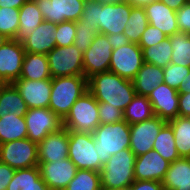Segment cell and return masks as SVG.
Instances as JSON below:
<instances>
[{"label":"cell","mask_w":190,"mask_h":190,"mask_svg":"<svg viewBox=\"0 0 190 190\" xmlns=\"http://www.w3.org/2000/svg\"><path fill=\"white\" fill-rule=\"evenodd\" d=\"M132 7L125 0L116 3L86 0L78 21L84 26L97 27L102 34H120L124 32Z\"/></svg>","instance_id":"6da1fadb"},{"label":"cell","mask_w":190,"mask_h":190,"mask_svg":"<svg viewBox=\"0 0 190 190\" xmlns=\"http://www.w3.org/2000/svg\"><path fill=\"white\" fill-rule=\"evenodd\" d=\"M88 91L98 102H106V106H115L123 112L136 95L131 80L110 71L89 77Z\"/></svg>","instance_id":"7a4b0ae2"},{"label":"cell","mask_w":190,"mask_h":190,"mask_svg":"<svg viewBox=\"0 0 190 190\" xmlns=\"http://www.w3.org/2000/svg\"><path fill=\"white\" fill-rule=\"evenodd\" d=\"M86 91L88 79L85 76H65L51 79V96L48 108L64 120L71 107Z\"/></svg>","instance_id":"3957f363"},{"label":"cell","mask_w":190,"mask_h":190,"mask_svg":"<svg viewBox=\"0 0 190 190\" xmlns=\"http://www.w3.org/2000/svg\"><path fill=\"white\" fill-rule=\"evenodd\" d=\"M135 154L125 149L111 155L100 171L101 186L108 190H127L135 181Z\"/></svg>","instance_id":"277c9868"},{"label":"cell","mask_w":190,"mask_h":190,"mask_svg":"<svg viewBox=\"0 0 190 190\" xmlns=\"http://www.w3.org/2000/svg\"><path fill=\"white\" fill-rule=\"evenodd\" d=\"M100 162L104 165L117 152L130 148V125L122 120L100 124L92 134Z\"/></svg>","instance_id":"5b68a950"},{"label":"cell","mask_w":190,"mask_h":190,"mask_svg":"<svg viewBox=\"0 0 190 190\" xmlns=\"http://www.w3.org/2000/svg\"><path fill=\"white\" fill-rule=\"evenodd\" d=\"M99 125L98 101L86 91L71 107L63 120V127L67 130L93 134Z\"/></svg>","instance_id":"8992f818"},{"label":"cell","mask_w":190,"mask_h":190,"mask_svg":"<svg viewBox=\"0 0 190 190\" xmlns=\"http://www.w3.org/2000/svg\"><path fill=\"white\" fill-rule=\"evenodd\" d=\"M68 158L78 169L100 172L103 168L91 133L69 130Z\"/></svg>","instance_id":"52a82bcc"},{"label":"cell","mask_w":190,"mask_h":190,"mask_svg":"<svg viewBox=\"0 0 190 190\" xmlns=\"http://www.w3.org/2000/svg\"><path fill=\"white\" fill-rule=\"evenodd\" d=\"M83 56L75 45L54 47L48 54L49 70L52 78L84 76Z\"/></svg>","instance_id":"ba28073f"},{"label":"cell","mask_w":190,"mask_h":190,"mask_svg":"<svg viewBox=\"0 0 190 190\" xmlns=\"http://www.w3.org/2000/svg\"><path fill=\"white\" fill-rule=\"evenodd\" d=\"M0 161L15 170L38 166V144L29 138L2 143Z\"/></svg>","instance_id":"9c48e42d"},{"label":"cell","mask_w":190,"mask_h":190,"mask_svg":"<svg viewBox=\"0 0 190 190\" xmlns=\"http://www.w3.org/2000/svg\"><path fill=\"white\" fill-rule=\"evenodd\" d=\"M27 138L39 144L48 134L63 128V120L50 108H31L24 116Z\"/></svg>","instance_id":"30bf717a"},{"label":"cell","mask_w":190,"mask_h":190,"mask_svg":"<svg viewBox=\"0 0 190 190\" xmlns=\"http://www.w3.org/2000/svg\"><path fill=\"white\" fill-rule=\"evenodd\" d=\"M144 63L142 49L136 43H129L113 49L109 71L120 77L133 80Z\"/></svg>","instance_id":"8fae6325"},{"label":"cell","mask_w":190,"mask_h":190,"mask_svg":"<svg viewBox=\"0 0 190 190\" xmlns=\"http://www.w3.org/2000/svg\"><path fill=\"white\" fill-rule=\"evenodd\" d=\"M86 0H34L45 21L59 24L78 21L82 17Z\"/></svg>","instance_id":"7c38bea8"},{"label":"cell","mask_w":190,"mask_h":190,"mask_svg":"<svg viewBox=\"0 0 190 190\" xmlns=\"http://www.w3.org/2000/svg\"><path fill=\"white\" fill-rule=\"evenodd\" d=\"M113 48L106 34L98 33L92 44L84 52L83 70L88 79L96 73L108 72Z\"/></svg>","instance_id":"4fadbf2b"},{"label":"cell","mask_w":190,"mask_h":190,"mask_svg":"<svg viewBox=\"0 0 190 190\" xmlns=\"http://www.w3.org/2000/svg\"><path fill=\"white\" fill-rule=\"evenodd\" d=\"M25 53L22 43L15 39L0 47V84H12L20 78Z\"/></svg>","instance_id":"5bb4252c"},{"label":"cell","mask_w":190,"mask_h":190,"mask_svg":"<svg viewBox=\"0 0 190 190\" xmlns=\"http://www.w3.org/2000/svg\"><path fill=\"white\" fill-rule=\"evenodd\" d=\"M167 122L154 116L153 118L130 125V150L139 156L153 150L155 138Z\"/></svg>","instance_id":"9a60e30c"},{"label":"cell","mask_w":190,"mask_h":190,"mask_svg":"<svg viewBox=\"0 0 190 190\" xmlns=\"http://www.w3.org/2000/svg\"><path fill=\"white\" fill-rule=\"evenodd\" d=\"M38 167L43 181L51 190H64L78 170L69 158L57 162H39Z\"/></svg>","instance_id":"2e32d148"},{"label":"cell","mask_w":190,"mask_h":190,"mask_svg":"<svg viewBox=\"0 0 190 190\" xmlns=\"http://www.w3.org/2000/svg\"><path fill=\"white\" fill-rule=\"evenodd\" d=\"M12 84L26 102L28 109L48 108L51 96V79L27 80L19 78Z\"/></svg>","instance_id":"e0dca14e"},{"label":"cell","mask_w":190,"mask_h":190,"mask_svg":"<svg viewBox=\"0 0 190 190\" xmlns=\"http://www.w3.org/2000/svg\"><path fill=\"white\" fill-rule=\"evenodd\" d=\"M155 116L169 122L178 116L179 91L161 83L148 96Z\"/></svg>","instance_id":"ac0fdd59"},{"label":"cell","mask_w":190,"mask_h":190,"mask_svg":"<svg viewBox=\"0 0 190 190\" xmlns=\"http://www.w3.org/2000/svg\"><path fill=\"white\" fill-rule=\"evenodd\" d=\"M170 162L157 151L151 150L135 158L134 178L137 181L150 180L162 182Z\"/></svg>","instance_id":"d6986e66"},{"label":"cell","mask_w":190,"mask_h":190,"mask_svg":"<svg viewBox=\"0 0 190 190\" xmlns=\"http://www.w3.org/2000/svg\"><path fill=\"white\" fill-rule=\"evenodd\" d=\"M69 130L61 128L59 131L48 134L38 144V161L54 162L68 158Z\"/></svg>","instance_id":"ffe728a7"},{"label":"cell","mask_w":190,"mask_h":190,"mask_svg":"<svg viewBox=\"0 0 190 190\" xmlns=\"http://www.w3.org/2000/svg\"><path fill=\"white\" fill-rule=\"evenodd\" d=\"M150 25L156 27L167 37L179 32L176 11L161 1H155L143 6Z\"/></svg>","instance_id":"44dd1931"},{"label":"cell","mask_w":190,"mask_h":190,"mask_svg":"<svg viewBox=\"0 0 190 190\" xmlns=\"http://www.w3.org/2000/svg\"><path fill=\"white\" fill-rule=\"evenodd\" d=\"M56 26L57 24L44 20L30 36L21 42L25 52L47 55L56 47Z\"/></svg>","instance_id":"7402d4cb"},{"label":"cell","mask_w":190,"mask_h":190,"mask_svg":"<svg viewBox=\"0 0 190 190\" xmlns=\"http://www.w3.org/2000/svg\"><path fill=\"white\" fill-rule=\"evenodd\" d=\"M163 79V68L144 62L132 82L137 95L148 97Z\"/></svg>","instance_id":"603a6c76"},{"label":"cell","mask_w":190,"mask_h":190,"mask_svg":"<svg viewBox=\"0 0 190 190\" xmlns=\"http://www.w3.org/2000/svg\"><path fill=\"white\" fill-rule=\"evenodd\" d=\"M44 21L41 11L34 0L24 3L19 9V30L15 37L16 41L22 42L30 36L35 29Z\"/></svg>","instance_id":"cb8c5ba5"},{"label":"cell","mask_w":190,"mask_h":190,"mask_svg":"<svg viewBox=\"0 0 190 190\" xmlns=\"http://www.w3.org/2000/svg\"><path fill=\"white\" fill-rule=\"evenodd\" d=\"M6 190H51L43 181L38 166L16 169Z\"/></svg>","instance_id":"d4e9b609"},{"label":"cell","mask_w":190,"mask_h":190,"mask_svg":"<svg viewBox=\"0 0 190 190\" xmlns=\"http://www.w3.org/2000/svg\"><path fill=\"white\" fill-rule=\"evenodd\" d=\"M28 111L26 102L13 84H0V117L14 113L24 117Z\"/></svg>","instance_id":"484cf974"},{"label":"cell","mask_w":190,"mask_h":190,"mask_svg":"<svg viewBox=\"0 0 190 190\" xmlns=\"http://www.w3.org/2000/svg\"><path fill=\"white\" fill-rule=\"evenodd\" d=\"M20 78L27 80L52 79L47 55L26 52Z\"/></svg>","instance_id":"4316f807"},{"label":"cell","mask_w":190,"mask_h":190,"mask_svg":"<svg viewBox=\"0 0 190 190\" xmlns=\"http://www.w3.org/2000/svg\"><path fill=\"white\" fill-rule=\"evenodd\" d=\"M27 138L24 117L9 113L0 117V144Z\"/></svg>","instance_id":"83f0119b"},{"label":"cell","mask_w":190,"mask_h":190,"mask_svg":"<svg viewBox=\"0 0 190 190\" xmlns=\"http://www.w3.org/2000/svg\"><path fill=\"white\" fill-rule=\"evenodd\" d=\"M190 183V158L180 157L170 163L162 184L165 190H176L178 184Z\"/></svg>","instance_id":"f1b7e54d"},{"label":"cell","mask_w":190,"mask_h":190,"mask_svg":"<svg viewBox=\"0 0 190 190\" xmlns=\"http://www.w3.org/2000/svg\"><path fill=\"white\" fill-rule=\"evenodd\" d=\"M123 114L124 120L129 125L149 120L155 116L148 97L137 94L125 108Z\"/></svg>","instance_id":"f546056e"},{"label":"cell","mask_w":190,"mask_h":190,"mask_svg":"<svg viewBox=\"0 0 190 190\" xmlns=\"http://www.w3.org/2000/svg\"><path fill=\"white\" fill-rule=\"evenodd\" d=\"M167 123L173 129L174 141L179 156L190 158V117L177 116Z\"/></svg>","instance_id":"4dcf8cb0"},{"label":"cell","mask_w":190,"mask_h":190,"mask_svg":"<svg viewBox=\"0 0 190 190\" xmlns=\"http://www.w3.org/2000/svg\"><path fill=\"white\" fill-rule=\"evenodd\" d=\"M172 127L166 123L155 138L153 150L157 151L165 160L173 163L180 156L175 145Z\"/></svg>","instance_id":"1f68e13d"},{"label":"cell","mask_w":190,"mask_h":190,"mask_svg":"<svg viewBox=\"0 0 190 190\" xmlns=\"http://www.w3.org/2000/svg\"><path fill=\"white\" fill-rule=\"evenodd\" d=\"M127 22L123 34L129 42L139 44L141 36L149 24L144 8L133 6Z\"/></svg>","instance_id":"d6a6232c"},{"label":"cell","mask_w":190,"mask_h":190,"mask_svg":"<svg viewBox=\"0 0 190 190\" xmlns=\"http://www.w3.org/2000/svg\"><path fill=\"white\" fill-rule=\"evenodd\" d=\"M168 38L173 50L171 63L190 68V34L179 31Z\"/></svg>","instance_id":"836d02e7"},{"label":"cell","mask_w":190,"mask_h":190,"mask_svg":"<svg viewBox=\"0 0 190 190\" xmlns=\"http://www.w3.org/2000/svg\"><path fill=\"white\" fill-rule=\"evenodd\" d=\"M146 63L165 68L171 63L172 47L169 38L151 47L141 48Z\"/></svg>","instance_id":"e575fe53"},{"label":"cell","mask_w":190,"mask_h":190,"mask_svg":"<svg viewBox=\"0 0 190 190\" xmlns=\"http://www.w3.org/2000/svg\"><path fill=\"white\" fill-rule=\"evenodd\" d=\"M100 172L78 169L75 177L64 190H101Z\"/></svg>","instance_id":"d590c367"},{"label":"cell","mask_w":190,"mask_h":190,"mask_svg":"<svg viewBox=\"0 0 190 190\" xmlns=\"http://www.w3.org/2000/svg\"><path fill=\"white\" fill-rule=\"evenodd\" d=\"M19 30V9L0 8V33L9 39H15Z\"/></svg>","instance_id":"8d00e7d4"},{"label":"cell","mask_w":190,"mask_h":190,"mask_svg":"<svg viewBox=\"0 0 190 190\" xmlns=\"http://www.w3.org/2000/svg\"><path fill=\"white\" fill-rule=\"evenodd\" d=\"M163 72V83L179 91L180 87L185 83L187 75L190 73V68L170 63L163 68Z\"/></svg>","instance_id":"74e56055"},{"label":"cell","mask_w":190,"mask_h":190,"mask_svg":"<svg viewBox=\"0 0 190 190\" xmlns=\"http://www.w3.org/2000/svg\"><path fill=\"white\" fill-rule=\"evenodd\" d=\"M76 36L74 44L77 49L84 54V52L92 44L95 36L99 33L97 27H91L88 25H82L79 21L75 22Z\"/></svg>","instance_id":"f35d334b"},{"label":"cell","mask_w":190,"mask_h":190,"mask_svg":"<svg viewBox=\"0 0 190 190\" xmlns=\"http://www.w3.org/2000/svg\"><path fill=\"white\" fill-rule=\"evenodd\" d=\"M55 42L58 47H66L74 44L76 36L75 21H65L57 24Z\"/></svg>","instance_id":"ab89813d"},{"label":"cell","mask_w":190,"mask_h":190,"mask_svg":"<svg viewBox=\"0 0 190 190\" xmlns=\"http://www.w3.org/2000/svg\"><path fill=\"white\" fill-rule=\"evenodd\" d=\"M100 124L116 123L124 120L123 111L117 107L106 106V102H98Z\"/></svg>","instance_id":"60d3db41"},{"label":"cell","mask_w":190,"mask_h":190,"mask_svg":"<svg viewBox=\"0 0 190 190\" xmlns=\"http://www.w3.org/2000/svg\"><path fill=\"white\" fill-rule=\"evenodd\" d=\"M168 38L162 31L156 27L148 24L146 30L143 32L138 46L140 48L151 47L155 44L161 43L163 40Z\"/></svg>","instance_id":"b9f144b4"},{"label":"cell","mask_w":190,"mask_h":190,"mask_svg":"<svg viewBox=\"0 0 190 190\" xmlns=\"http://www.w3.org/2000/svg\"><path fill=\"white\" fill-rule=\"evenodd\" d=\"M177 26L180 32L190 34V4H184L176 11Z\"/></svg>","instance_id":"7bdbcfd3"},{"label":"cell","mask_w":190,"mask_h":190,"mask_svg":"<svg viewBox=\"0 0 190 190\" xmlns=\"http://www.w3.org/2000/svg\"><path fill=\"white\" fill-rule=\"evenodd\" d=\"M127 190H165L162 182L159 181H150L143 180L137 181L135 180Z\"/></svg>","instance_id":"ee69618b"},{"label":"cell","mask_w":190,"mask_h":190,"mask_svg":"<svg viewBox=\"0 0 190 190\" xmlns=\"http://www.w3.org/2000/svg\"><path fill=\"white\" fill-rule=\"evenodd\" d=\"M15 169L0 161V190H6L14 176Z\"/></svg>","instance_id":"f6af8a7d"},{"label":"cell","mask_w":190,"mask_h":190,"mask_svg":"<svg viewBox=\"0 0 190 190\" xmlns=\"http://www.w3.org/2000/svg\"><path fill=\"white\" fill-rule=\"evenodd\" d=\"M178 116L190 117V92H179Z\"/></svg>","instance_id":"bcb514c9"},{"label":"cell","mask_w":190,"mask_h":190,"mask_svg":"<svg viewBox=\"0 0 190 190\" xmlns=\"http://www.w3.org/2000/svg\"><path fill=\"white\" fill-rule=\"evenodd\" d=\"M106 36L113 49H117L121 46H125L130 43L128 38L123 33L110 34V35H106Z\"/></svg>","instance_id":"7dc6e473"},{"label":"cell","mask_w":190,"mask_h":190,"mask_svg":"<svg viewBox=\"0 0 190 190\" xmlns=\"http://www.w3.org/2000/svg\"><path fill=\"white\" fill-rule=\"evenodd\" d=\"M27 1L29 0H0V8L11 7L20 9V7Z\"/></svg>","instance_id":"c3c4849f"},{"label":"cell","mask_w":190,"mask_h":190,"mask_svg":"<svg viewBox=\"0 0 190 190\" xmlns=\"http://www.w3.org/2000/svg\"><path fill=\"white\" fill-rule=\"evenodd\" d=\"M159 1L165 3L168 7H170L175 11L179 10L184 4L187 3L186 0H159Z\"/></svg>","instance_id":"681fc988"},{"label":"cell","mask_w":190,"mask_h":190,"mask_svg":"<svg viewBox=\"0 0 190 190\" xmlns=\"http://www.w3.org/2000/svg\"><path fill=\"white\" fill-rule=\"evenodd\" d=\"M126 2L130 3L133 6L143 7L149 3L158 1V0H125Z\"/></svg>","instance_id":"f907efd6"},{"label":"cell","mask_w":190,"mask_h":190,"mask_svg":"<svg viewBox=\"0 0 190 190\" xmlns=\"http://www.w3.org/2000/svg\"><path fill=\"white\" fill-rule=\"evenodd\" d=\"M179 92H190V73L185 79V83L180 87Z\"/></svg>","instance_id":"816d5d0a"},{"label":"cell","mask_w":190,"mask_h":190,"mask_svg":"<svg viewBox=\"0 0 190 190\" xmlns=\"http://www.w3.org/2000/svg\"><path fill=\"white\" fill-rule=\"evenodd\" d=\"M176 190H190V183L178 184Z\"/></svg>","instance_id":"f5cc1de1"},{"label":"cell","mask_w":190,"mask_h":190,"mask_svg":"<svg viewBox=\"0 0 190 190\" xmlns=\"http://www.w3.org/2000/svg\"><path fill=\"white\" fill-rule=\"evenodd\" d=\"M8 40L9 38H7L4 34L0 33V47L4 45Z\"/></svg>","instance_id":"db71d44e"},{"label":"cell","mask_w":190,"mask_h":190,"mask_svg":"<svg viewBox=\"0 0 190 190\" xmlns=\"http://www.w3.org/2000/svg\"><path fill=\"white\" fill-rule=\"evenodd\" d=\"M92 1H98V2H101V3H116V2H119V1H122V0H92Z\"/></svg>","instance_id":"11a10c76"}]
</instances>
